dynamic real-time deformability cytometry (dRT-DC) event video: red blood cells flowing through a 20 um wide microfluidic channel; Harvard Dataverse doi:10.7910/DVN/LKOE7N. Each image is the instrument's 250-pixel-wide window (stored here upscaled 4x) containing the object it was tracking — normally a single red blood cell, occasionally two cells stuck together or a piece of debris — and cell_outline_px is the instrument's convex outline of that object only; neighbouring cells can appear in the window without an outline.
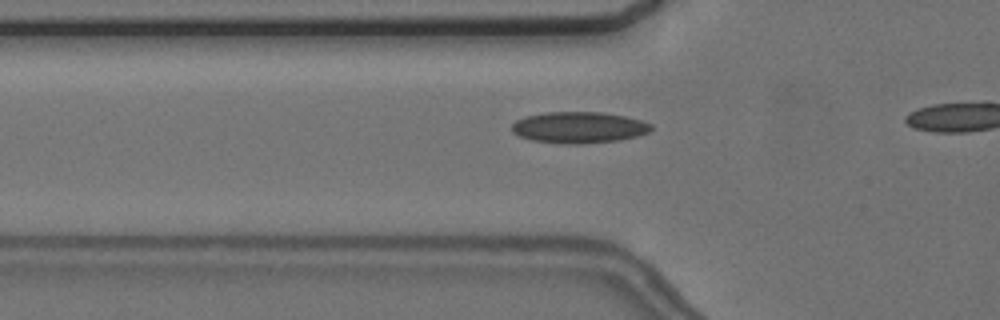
{"species": "common noctule bat (a hibernating species)", "species_latin": "Nyctalus noctula", "temperature_condition": "cold", "stored_images_in_passage": 21, "camera_frame_rate_fps": 3000, "um_per_image_px": 0.085, "animal": {"sex": "female", "body_mass_g": 24.6, "forearm_length_mm": 56.2}, "frame": {"image": 1, "passage_image": 15, "time_ms": 4.667, "image_size_px": [1000, 320], "cell_outline_px": [[652, 128], [648, 132], [636, 136], [620, 140], [584, 144], [560, 144], [532, 140], [520, 136], [512, 132], [512, 124], [516, 120], [524, 116], [544, 112], [604, 112], [624, 116], [640, 120], [652, 124]], "centroid_in_image_um": [49.18, 10.83], "position_along_channel_um": 76.6, "area_um2": 25.61}}
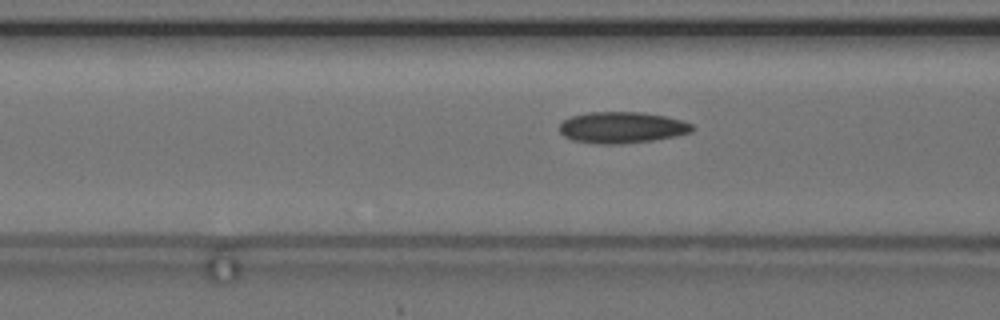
{"frame": {"image": 2, "passage_image": 18, "time_ms": 5.667, "image_size_px": [1000, 320], "cell_outline_px": [[696, 128], [692, 132], [676, 136], [652, 140], [620, 144], [600, 144], [572, 140], [564, 136], [560, 132], [560, 124], [564, 120], [572, 116], [588, 112], [640, 112], [664, 116], [680, 120], [692, 124]], "centroid_in_image_um": [52.87, 10.84], "position_along_channel_um": 113.7, "area_um2": 24.16}}